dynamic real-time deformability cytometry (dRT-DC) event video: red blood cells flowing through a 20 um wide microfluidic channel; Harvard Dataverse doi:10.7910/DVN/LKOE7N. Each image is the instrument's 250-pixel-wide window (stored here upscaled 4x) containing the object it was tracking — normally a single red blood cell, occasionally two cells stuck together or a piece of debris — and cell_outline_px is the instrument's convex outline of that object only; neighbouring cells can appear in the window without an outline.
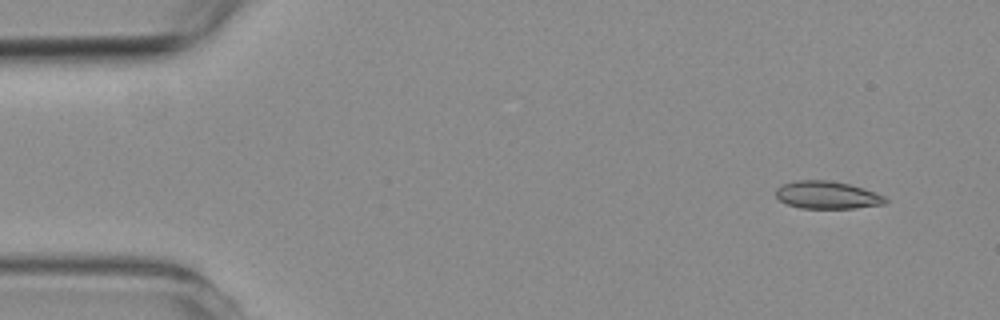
{"species": "common noctule bat (a hibernating species)", "species_latin": "Nyctalus noctula", "temperature_condition": "room temperature", "stored_images_in_passage": 3, "camera_frame_rate_fps": 3000, "um_per_image_px": 0.085, "animal": {"sex": "female", "body_mass_g": 19.3, "forearm_length_mm": 54.1}, "frame": {"image": 1, "passage_image": 1, "time_ms": 0.0, "image_size_px": [1000, 320], "cell_outline_px": [[888, 200], [884, 204], [852, 208], [800, 208], [788, 204], [780, 200], [776, 196], [776, 188], [784, 184], [796, 180], [828, 180], [848, 184], [864, 188], [884, 196]], "centroid_in_image_um": [70.3, 16.57], "position_along_channel_um": 14.7, "area_um2": 17.46}}